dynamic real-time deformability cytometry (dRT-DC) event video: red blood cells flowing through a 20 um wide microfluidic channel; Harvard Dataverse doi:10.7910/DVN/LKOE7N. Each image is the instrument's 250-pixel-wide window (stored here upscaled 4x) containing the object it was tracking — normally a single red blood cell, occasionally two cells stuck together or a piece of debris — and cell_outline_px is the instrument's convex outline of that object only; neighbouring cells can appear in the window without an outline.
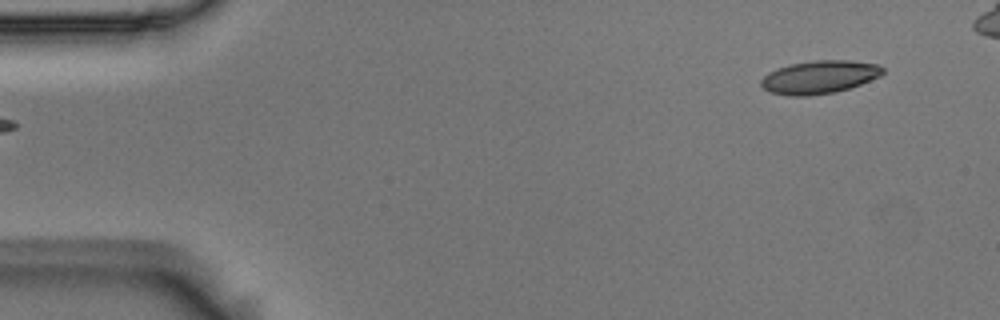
{"species": "Egyptian fruit bat (a non-hibernating species)", "species_latin": "Rousettus aegyptiacus", "temperature_condition": "room temperature", "stored_images_in_passage": 47, "camera_frame_rate_fps": 3000, "um_per_image_px": 0.085, "animal": {"sex": "male"}, "frame": {"image": 1, "passage_image": 1, "time_ms": 0.0, "image_size_px": [1000, 320], "cell_outline_px": [[884, 72], [880, 76], [860, 84], [836, 92], [808, 96], [788, 96], [772, 92], [764, 88], [760, 84], [760, 80], [768, 72], [776, 68], [792, 64], [812, 60], [848, 60], [880, 64], [884, 68]], "centroid_in_image_um": [69.65, 6.54], "position_along_channel_um": 15.3, "area_um2": 23.52}}
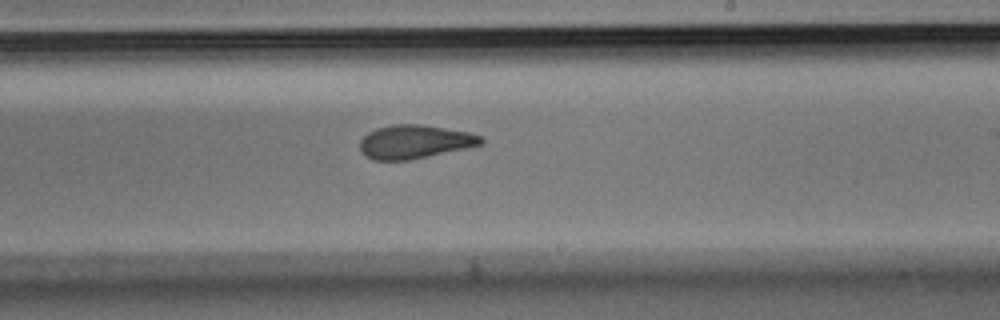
{"frame": {"image": 2, "passage_image": 29, "time_ms": 9.333, "image_size_px": [1000, 320], "cell_outline_px": [[484, 144], [408, 160], [372, 160], [364, 156], [360, 152], [360, 140], [368, 132], [376, 128], [392, 124], [420, 124], [468, 132], [480, 136], [484, 140]], "centroid_in_image_um": [35.19, 12.05], "position_along_channel_um": 253.8, "area_um2": 23.64}}
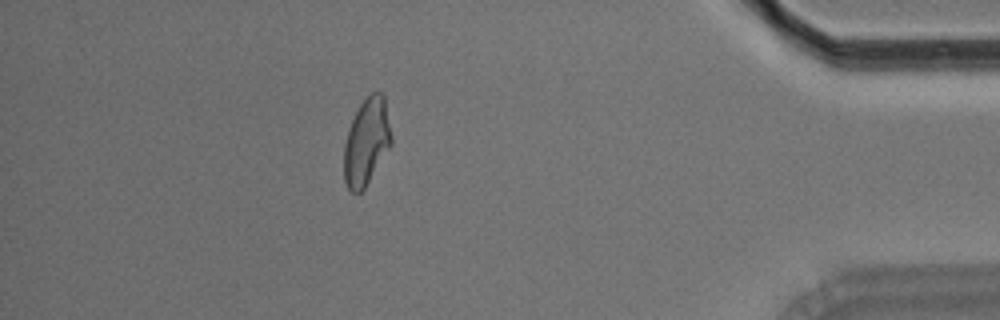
{"frame": {"image": 3, "passage_image": 45, "time_ms": 14.667, "image_size_px": [1000, 320], "cell_outline_px": [[392, 144], [364, 188], [360, 192], [352, 192], [348, 188], [344, 180], [344, 144], [352, 120], [360, 104], [372, 92], [380, 92], [384, 96], [392, 136]], "centroid_in_image_um": [31.16, 12.05], "position_along_channel_um": 404.0, "area_um2": 23.64}}